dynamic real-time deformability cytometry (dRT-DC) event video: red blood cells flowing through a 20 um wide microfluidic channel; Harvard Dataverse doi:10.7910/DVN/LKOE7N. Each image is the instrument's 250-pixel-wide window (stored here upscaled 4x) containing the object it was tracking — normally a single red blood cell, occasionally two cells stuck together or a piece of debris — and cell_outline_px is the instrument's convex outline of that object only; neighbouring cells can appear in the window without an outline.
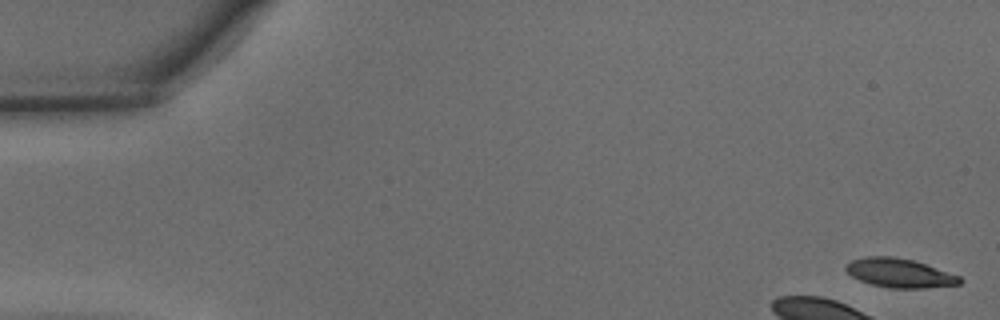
{"species": "common noctule bat (a hibernating species)", "species_latin": "Nyctalus noctula", "temperature_condition": "warm", "stored_images_in_passage": 12, "camera_frame_rate_fps": 3000, "um_per_image_px": 0.085, "animal": {"sex": "male", "body_mass_g": 15.6}, "frame": {"image": 1, "passage_image": 1, "time_ms": 0.0, "image_size_px": [1000, 320], "cell_outline_px": [[964, 280], [960, 284], [924, 288], [888, 288], [872, 284], [860, 280], [852, 276], [844, 268], [852, 260], [864, 256], [892, 256], [916, 260], [960, 276]], "centroid_in_image_um": [76.49, 23.2], "position_along_channel_um": 8.5, "area_um2": 19.36}}